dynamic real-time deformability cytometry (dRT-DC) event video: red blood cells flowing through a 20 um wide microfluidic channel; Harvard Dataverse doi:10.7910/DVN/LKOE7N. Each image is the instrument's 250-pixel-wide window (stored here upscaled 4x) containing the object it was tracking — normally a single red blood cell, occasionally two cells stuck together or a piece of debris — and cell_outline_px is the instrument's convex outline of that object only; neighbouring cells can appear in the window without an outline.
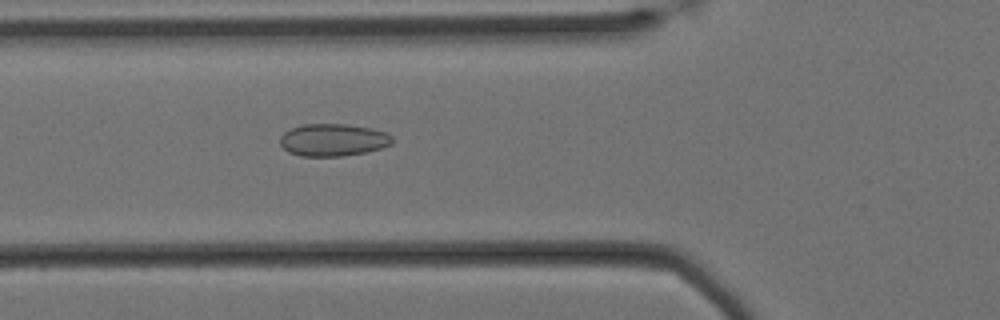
{"species": "Egyptian fruit bat (a non-hibernating species)", "species_latin": "Rousettus aegyptiacus", "temperature_condition": "cold", "stored_images_in_passage": 58, "camera_frame_rate_fps": 3000, "um_per_image_px": 0.085, "animal": {"sex": "female"}, "frame": {"image": 1, "passage_image": 20, "time_ms": 6.333, "image_size_px": [1000, 320], "cell_outline_px": [[396, 140], [392, 144], [368, 152], [344, 156], [300, 156], [288, 152], [280, 144], [280, 136], [284, 132], [300, 124], [348, 124], [372, 128], [388, 132]], "centroid_in_image_um": [28.35, 11.89], "position_along_channel_um": 97.4, "area_um2": 21.56}}
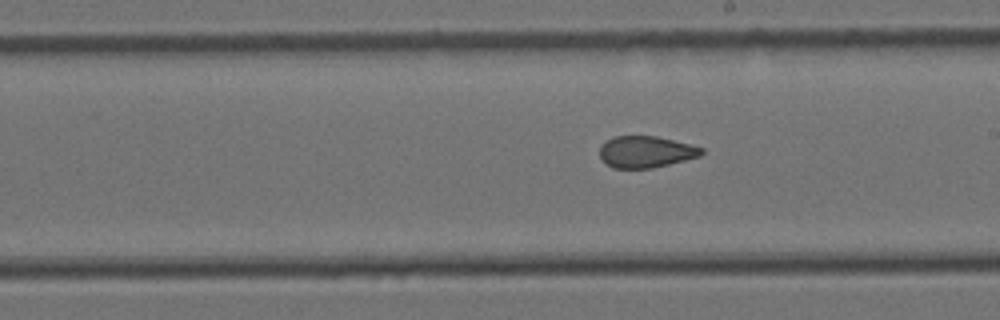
{"frame": {"image": 2, "passage_image": 32, "time_ms": 10.333, "image_size_px": [1000, 320], "cell_outline_px": [[704, 152], [700, 156], [652, 168], [612, 168], [600, 156], [600, 144], [612, 136], [656, 136], [692, 144], [704, 148]], "centroid_in_image_um": [54.9, 12.89], "position_along_channel_um": 234.1, "area_um2": 18.79}}
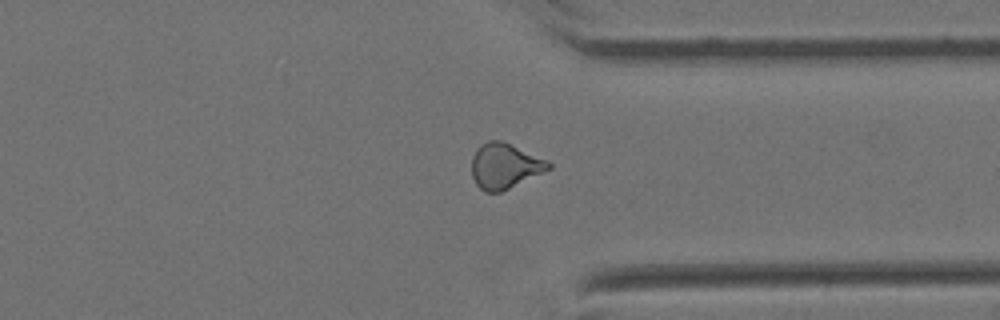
{"frame": {"image": 3, "passage_image": 44, "time_ms": 14.333, "image_size_px": [1000, 320], "cell_outline_px": [[552, 168], [500, 192], [484, 192], [476, 184], [472, 176], [472, 156], [476, 148], [480, 144], [488, 140], [500, 140], [548, 160], [552, 164]], "centroid_in_image_um": [42.88, 14.1], "position_along_channel_um": 368.5, "area_um2": 20.23}, "authors_computed_cell_mechanics": {"area_um2": 20.3456, "velocity_mm_per_s": 3.4104, "shape_relaxation_time_tau1_ms": null, "shape_relaxation_time_tau2_ms": 1.716, "deformation_change_tau1": null, "deformation_change_tau2": 0.0743}}